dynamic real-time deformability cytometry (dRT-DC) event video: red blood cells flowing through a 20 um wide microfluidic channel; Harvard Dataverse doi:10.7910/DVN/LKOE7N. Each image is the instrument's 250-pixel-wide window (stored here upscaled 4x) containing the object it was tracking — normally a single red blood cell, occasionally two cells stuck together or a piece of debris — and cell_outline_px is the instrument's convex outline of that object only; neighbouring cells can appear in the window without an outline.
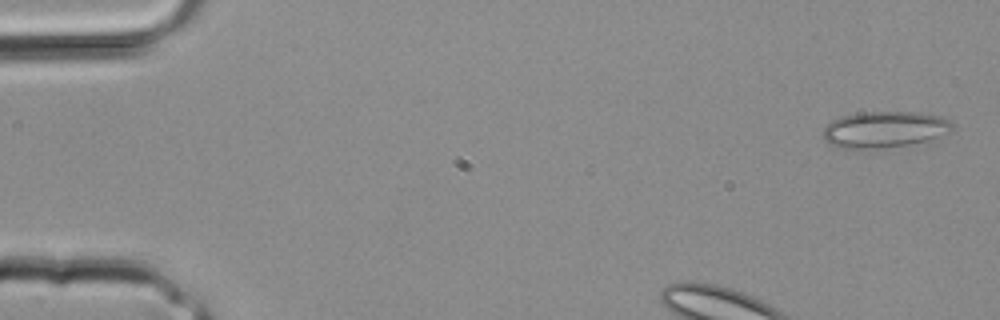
{"species": "common noctule bat (a hibernating species)", "species_latin": "Nyctalus noctula", "temperature_condition": "room temperature", "stored_images_in_passage": 32, "camera_frame_rate_fps": 3000, "um_per_image_px": 0.085, "animal": {"sex": "male", "body_mass_g": 20.4}, "frame": {"image": 1, "passage_image": 1, "time_ms": 0.0, "image_size_px": [1000, 320], "cell_outline_px": [[956, 128], [952, 132], [928, 140], [908, 144], [880, 148], [840, 148], [828, 144], [824, 140], [824, 128], [832, 120], [840, 116], [856, 112], [916, 112], [940, 116], [948, 120]], "centroid_in_image_um": [75.18, 10.99], "position_along_channel_um": 9.8, "area_um2": 27.46}}
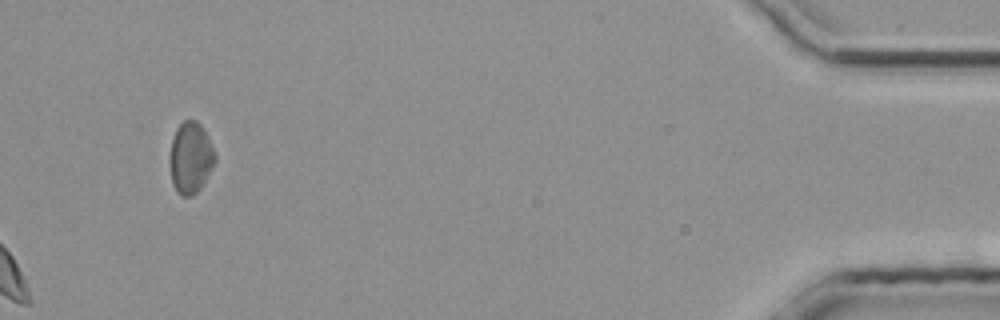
{"frame": {"image": 2, "passage_image": 32, "time_ms": 10.333, "image_size_px": [1000, 320], "cell_outline_px": [[216, 160], [204, 184], [192, 196], [180, 196], [176, 192], [172, 184], [168, 160], [168, 156], [172, 140], [176, 128], [184, 120], [196, 120], [200, 124], [216, 156]], "centroid_in_image_um": [16.15, 13.45], "position_along_channel_um": 419.0, "area_um2": 18.96}}